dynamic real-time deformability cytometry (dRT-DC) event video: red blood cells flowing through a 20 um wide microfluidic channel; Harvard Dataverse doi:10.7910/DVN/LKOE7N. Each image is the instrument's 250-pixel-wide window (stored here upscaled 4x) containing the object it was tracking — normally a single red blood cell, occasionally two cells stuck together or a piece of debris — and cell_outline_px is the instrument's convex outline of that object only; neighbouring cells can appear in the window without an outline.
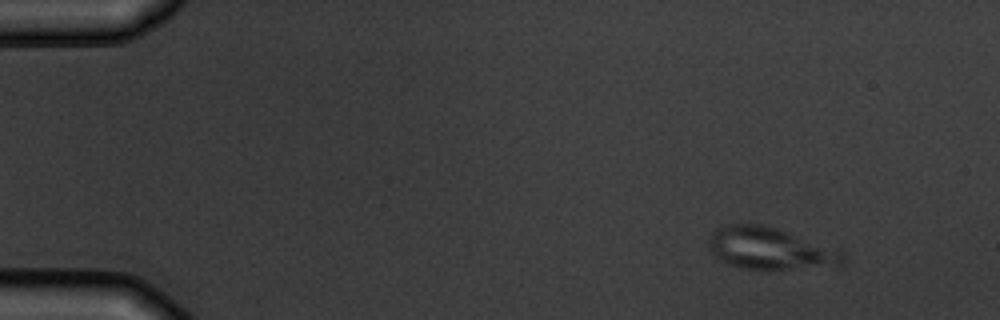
{"species": "common noctule bat (a hibernating species)", "species_latin": "Nyctalus noctula", "temperature_condition": "warm", "stored_images_in_passage": 13, "camera_frame_rate_fps": 3000, "um_per_image_px": 0.085, "animal": {"sex": "male", "body_mass_g": 19.5, "forearm_length_mm": 54.6}, "frame": {"image": 1, "passage_image": 1, "time_ms": 0.0, "image_size_px": [1000, 320], "cell_outline_px": [[844, 268], [768, 272], [744, 268], [728, 264], [716, 256], [712, 252], [708, 244], [708, 236], [716, 228], [728, 224], [764, 224], [776, 228], [844, 252]], "centroid_in_image_um": [65.54, 21.2], "position_along_channel_um": 19.5, "area_um2": 34.1}}
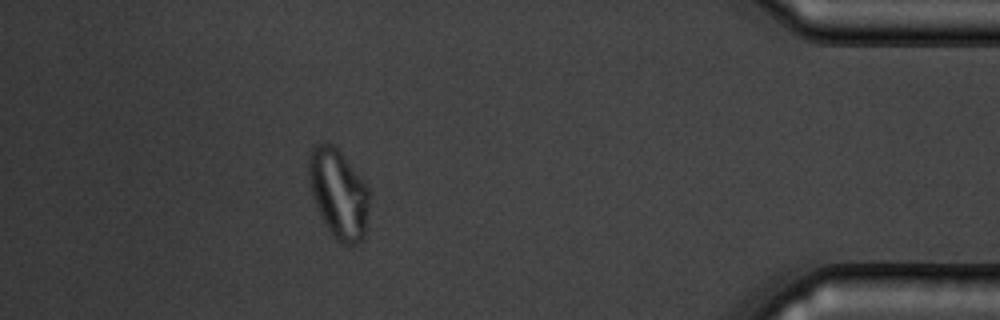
{"frame": {"image": 2, "passage_image": 13, "time_ms": 14.333, "image_size_px": [1000, 320], "cell_outline_px": [[368, 208], [364, 236], [352, 248], [348, 248], [340, 244], [332, 236], [320, 216], [316, 208], [312, 192], [308, 172], [308, 160], [312, 148], [316, 144], [332, 144], [340, 152], [364, 180], [368, 188]], "centroid_in_image_um": [28.77, 16.52], "position_along_channel_um": 406.4, "area_um2": 31.44}, "authors_computed_cell_mechanics": {"area_um2": 29.9982, "velocity_mm_per_s": 3.7349, "shape_relaxation_time_tau1_ms": 7.1373, "shape_relaxation_time_tau2_ms": null, "deformation_change_tau1": 0.1607, "deformation_change_tau2": null}}